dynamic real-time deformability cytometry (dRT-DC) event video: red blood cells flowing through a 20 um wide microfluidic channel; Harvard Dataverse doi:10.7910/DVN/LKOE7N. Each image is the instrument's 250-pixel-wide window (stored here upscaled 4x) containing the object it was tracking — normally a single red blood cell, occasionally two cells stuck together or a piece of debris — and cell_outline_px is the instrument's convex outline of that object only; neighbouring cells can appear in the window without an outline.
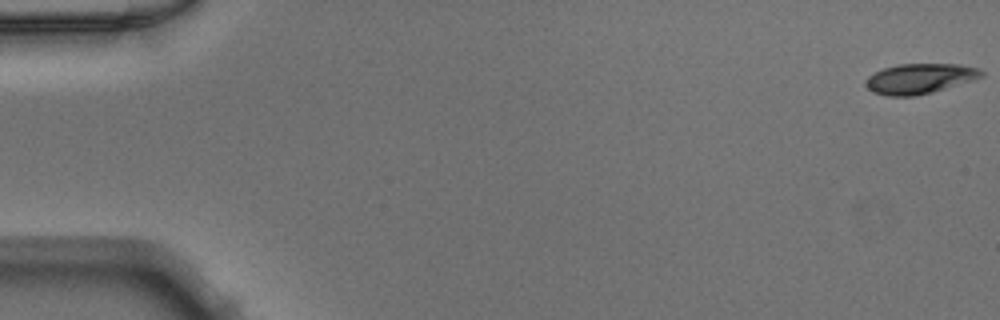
{"species": "Egyptian fruit bat (a non-hibernating species)", "species_latin": "Rousettus aegyptiacus", "temperature_condition": "warm", "stored_images_in_passage": 50, "camera_frame_rate_fps": 3000, "um_per_image_px": 0.085, "animal": {"sex": "male"}, "frame": {"image": 1, "passage_image": 1, "time_ms": 0.0, "image_size_px": [1000, 320], "cell_outline_px": [[984, 76], [972, 80], [944, 88], [912, 96], [888, 96], [872, 92], [864, 84], [864, 80], [868, 76], [884, 68], [896, 64], [960, 64], [980, 68], [984, 72]], "centroid_in_image_um": [78.15, 6.66], "position_along_channel_um": 6.8, "area_um2": 20.17}}
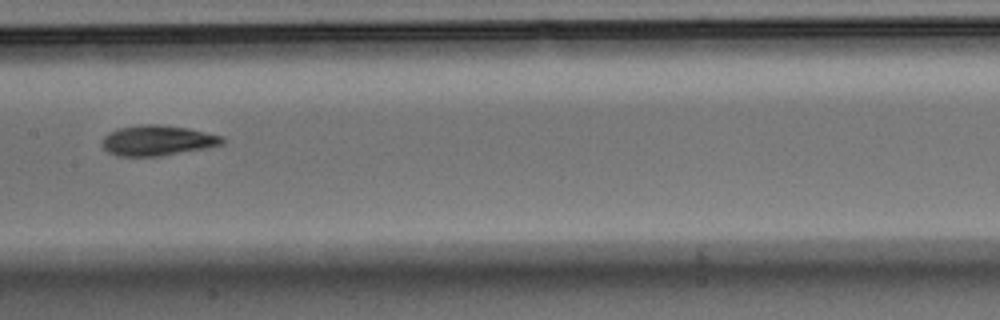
{"frame": {"image": 2, "passage_image": 26, "time_ms": 8.333, "image_size_px": [1000, 320], "cell_outline_px": [[224, 144], [208, 148], [160, 156], [116, 156], [108, 152], [100, 144], [104, 136], [108, 132], [120, 128], [140, 124], [160, 124], [188, 128], [224, 136]], "centroid_in_image_um": [13.39, 11.94], "position_along_channel_um": 194.0, "area_um2": 21.5}}
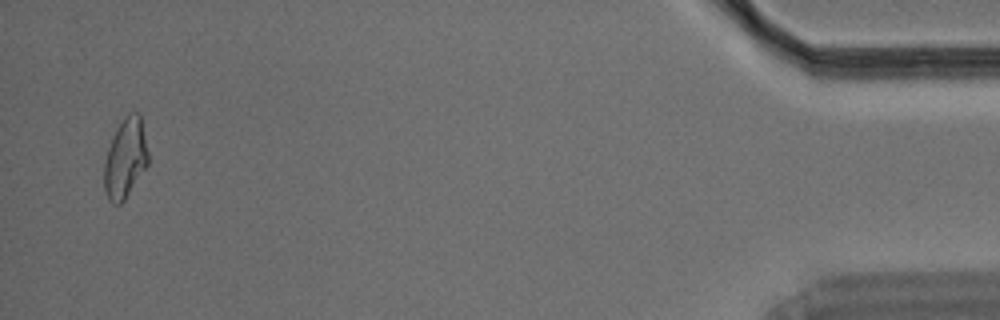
{"frame": {"image": 3, "passage_image": 49, "time_ms": 16.0, "image_size_px": [1000, 320], "cell_outline_px": [[148, 164], [124, 200], [120, 204], [112, 204], [108, 200], [104, 192], [104, 164], [108, 148], [112, 136], [116, 128], [124, 116], [128, 112], [140, 112], [148, 152]], "centroid_in_image_um": [10.64, 13.44], "position_along_channel_um": 424.6, "area_um2": 20.58}}